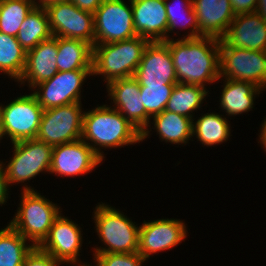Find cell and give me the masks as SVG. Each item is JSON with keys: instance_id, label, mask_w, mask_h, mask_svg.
<instances>
[{"instance_id": "cell-1", "label": "cell", "mask_w": 266, "mask_h": 266, "mask_svg": "<svg viewBox=\"0 0 266 266\" xmlns=\"http://www.w3.org/2000/svg\"><path fill=\"white\" fill-rule=\"evenodd\" d=\"M164 42L169 46L178 83L207 88V84L219 82L220 39L174 38Z\"/></svg>"}, {"instance_id": "cell-2", "label": "cell", "mask_w": 266, "mask_h": 266, "mask_svg": "<svg viewBox=\"0 0 266 266\" xmlns=\"http://www.w3.org/2000/svg\"><path fill=\"white\" fill-rule=\"evenodd\" d=\"M81 139L105 161L103 149L116 150L140 143L141 132L119 111L105 103L84 112Z\"/></svg>"}, {"instance_id": "cell-3", "label": "cell", "mask_w": 266, "mask_h": 266, "mask_svg": "<svg viewBox=\"0 0 266 266\" xmlns=\"http://www.w3.org/2000/svg\"><path fill=\"white\" fill-rule=\"evenodd\" d=\"M93 210L94 231L102 245L92 247L93 254L138 252L140 225L105 202H98Z\"/></svg>"}, {"instance_id": "cell-4", "label": "cell", "mask_w": 266, "mask_h": 266, "mask_svg": "<svg viewBox=\"0 0 266 266\" xmlns=\"http://www.w3.org/2000/svg\"><path fill=\"white\" fill-rule=\"evenodd\" d=\"M149 42L144 37L135 36L123 41L95 44L92 77L101 75L106 85L118 79L134 77Z\"/></svg>"}, {"instance_id": "cell-5", "label": "cell", "mask_w": 266, "mask_h": 266, "mask_svg": "<svg viewBox=\"0 0 266 266\" xmlns=\"http://www.w3.org/2000/svg\"><path fill=\"white\" fill-rule=\"evenodd\" d=\"M19 197V207L8 224L38 247L47 237L62 208L38 190L21 191Z\"/></svg>"}, {"instance_id": "cell-6", "label": "cell", "mask_w": 266, "mask_h": 266, "mask_svg": "<svg viewBox=\"0 0 266 266\" xmlns=\"http://www.w3.org/2000/svg\"><path fill=\"white\" fill-rule=\"evenodd\" d=\"M10 147L13 155L3 162L9 187L21 183V191H36L26 182L40 173L49 174L53 147L37 138L15 142Z\"/></svg>"}, {"instance_id": "cell-7", "label": "cell", "mask_w": 266, "mask_h": 266, "mask_svg": "<svg viewBox=\"0 0 266 266\" xmlns=\"http://www.w3.org/2000/svg\"><path fill=\"white\" fill-rule=\"evenodd\" d=\"M0 103V121L4 137L10 143L37 137L43 108L32 93L15 97L9 103Z\"/></svg>"}, {"instance_id": "cell-8", "label": "cell", "mask_w": 266, "mask_h": 266, "mask_svg": "<svg viewBox=\"0 0 266 266\" xmlns=\"http://www.w3.org/2000/svg\"><path fill=\"white\" fill-rule=\"evenodd\" d=\"M220 78L254 83L266 89V51L236 48L220 39Z\"/></svg>"}, {"instance_id": "cell-9", "label": "cell", "mask_w": 266, "mask_h": 266, "mask_svg": "<svg viewBox=\"0 0 266 266\" xmlns=\"http://www.w3.org/2000/svg\"><path fill=\"white\" fill-rule=\"evenodd\" d=\"M84 112L82 103L43 110L36 138L52 147L81 139Z\"/></svg>"}, {"instance_id": "cell-10", "label": "cell", "mask_w": 266, "mask_h": 266, "mask_svg": "<svg viewBox=\"0 0 266 266\" xmlns=\"http://www.w3.org/2000/svg\"><path fill=\"white\" fill-rule=\"evenodd\" d=\"M43 7L53 36L81 39L95 45L94 14L79 9L67 0H54Z\"/></svg>"}, {"instance_id": "cell-11", "label": "cell", "mask_w": 266, "mask_h": 266, "mask_svg": "<svg viewBox=\"0 0 266 266\" xmlns=\"http://www.w3.org/2000/svg\"><path fill=\"white\" fill-rule=\"evenodd\" d=\"M128 2L103 0L94 13L95 44L113 43L137 36L134 30L131 0Z\"/></svg>"}, {"instance_id": "cell-12", "label": "cell", "mask_w": 266, "mask_h": 266, "mask_svg": "<svg viewBox=\"0 0 266 266\" xmlns=\"http://www.w3.org/2000/svg\"><path fill=\"white\" fill-rule=\"evenodd\" d=\"M92 70L58 71L52 78L35 85L31 91L43 110L82 103L81 91Z\"/></svg>"}, {"instance_id": "cell-13", "label": "cell", "mask_w": 266, "mask_h": 266, "mask_svg": "<svg viewBox=\"0 0 266 266\" xmlns=\"http://www.w3.org/2000/svg\"><path fill=\"white\" fill-rule=\"evenodd\" d=\"M82 232L83 229L79 224L61 212L54 220L47 237L38 247L55 260L66 263L65 265L86 266L88 265L86 262L80 261L84 242Z\"/></svg>"}, {"instance_id": "cell-14", "label": "cell", "mask_w": 266, "mask_h": 266, "mask_svg": "<svg viewBox=\"0 0 266 266\" xmlns=\"http://www.w3.org/2000/svg\"><path fill=\"white\" fill-rule=\"evenodd\" d=\"M186 225L177 218L144 220L140 225L138 253L148 261L152 254L177 247L189 236Z\"/></svg>"}, {"instance_id": "cell-15", "label": "cell", "mask_w": 266, "mask_h": 266, "mask_svg": "<svg viewBox=\"0 0 266 266\" xmlns=\"http://www.w3.org/2000/svg\"><path fill=\"white\" fill-rule=\"evenodd\" d=\"M103 160L82 139L53 147L49 174L57 177L83 176L91 173Z\"/></svg>"}, {"instance_id": "cell-16", "label": "cell", "mask_w": 266, "mask_h": 266, "mask_svg": "<svg viewBox=\"0 0 266 266\" xmlns=\"http://www.w3.org/2000/svg\"><path fill=\"white\" fill-rule=\"evenodd\" d=\"M134 78L140 87L178 83L172 55L169 46L164 41L148 43Z\"/></svg>"}, {"instance_id": "cell-17", "label": "cell", "mask_w": 266, "mask_h": 266, "mask_svg": "<svg viewBox=\"0 0 266 266\" xmlns=\"http://www.w3.org/2000/svg\"><path fill=\"white\" fill-rule=\"evenodd\" d=\"M106 86L111 107L119 111L141 133L149 124L145 106L140 96V84L134 77L118 79Z\"/></svg>"}, {"instance_id": "cell-18", "label": "cell", "mask_w": 266, "mask_h": 266, "mask_svg": "<svg viewBox=\"0 0 266 266\" xmlns=\"http://www.w3.org/2000/svg\"><path fill=\"white\" fill-rule=\"evenodd\" d=\"M57 54V36L40 42L35 48L26 52L25 68L17 84L19 86L26 84L31 90L35 85L52 78L58 72Z\"/></svg>"}, {"instance_id": "cell-19", "label": "cell", "mask_w": 266, "mask_h": 266, "mask_svg": "<svg viewBox=\"0 0 266 266\" xmlns=\"http://www.w3.org/2000/svg\"><path fill=\"white\" fill-rule=\"evenodd\" d=\"M134 30L150 42L167 40L165 0H131Z\"/></svg>"}, {"instance_id": "cell-20", "label": "cell", "mask_w": 266, "mask_h": 266, "mask_svg": "<svg viewBox=\"0 0 266 266\" xmlns=\"http://www.w3.org/2000/svg\"><path fill=\"white\" fill-rule=\"evenodd\" d=\"M192 5L197 16L198 38L222 39L236 16L230 0H192Z\"/></svg>"}, {"instance_id": "cell-21", "label": "cell", "mask_w": 266, "mask_h": 266, "mask_svg": "<svg viewBox=\"0 0 266 266\" xmlns=\"http://www.w3.org/2000/svg\"><path fill=\"white\" fill-rule=\"evenodd\" d=\"M222 39L232 47L266 51V22L257 12L237 14Z\"/></svg>"}, {"instance_id": "cell-22", "label": "cell", "mask_w": 266, "mask_h": 266, "mask_svg": "<svg viewBox=\"0 0 266 266\" xmlns=\"http://www.w3.org/2000/svg\"><path fill=\"white\" fill-rule=\"evenodd\" d=\"M150 120L152 121L141 133V142L149 138L150 132L154 131L157 132L160 141L166 144H178V146L182 144L184 146L189 144V140L194 141L192 138L193 119L189 117L164 110L160 114L152 116Z\"/></svg>"}, {"instance_id": "cell-23", "label": "cell", "mask_w": 266, "mask_h": 266, "mask_svg": "<svg viewBox=\"0 0 266 266\" xmlns=\"http://www.w3.org/2000/svg\"><path fill=\"white\" fill-rule=\"evenodd\" d=\"M223 85L219 96V109L230 119L236 115L249 113L254 109L256 97L265 90L248 81L219 78Z\"/></svg>"}, {"instance_id": "cell-24", "label": "cell", "mask_w": 266, "mask_h": 266, "mask_svg": "<svg viewBox=\"0 0 266 266\" xmlns=\"http://www.w3.org/2000/svg\"><path fill=\"white\" fill-rule=\"evenodd\" d=\"M57 70H92L93 46L81 39L57 37Z\"/></svg>"}, {"instance_id": "cell-25", "label": "cell", "mask_w": 266, "mask_h": 266, "mask_svg": "<svg viewBox=\"0 0 266 266\" xmlns=\"http://www.w3.org/2000/svg\"><path fill=\"white\" fill-rule=\"evenodd\" d=\"M209 111L196 117L197 120H193L192 138L197 139V142L200 141L203 147H214L216 144L221 145L230 141L232 130L229 118L227 119L221 112Z\"/></svg>"}, {"instance_id": "cell-26", "label": "cell", "mask_w": 266, "mask_h": 266, "mask_svg": "<svg viewBox=\"0 0 266 266\" xmlns=\"http://www.w3.org/2000/svg\"><path fill=\"white\" fill-rule=\"evenodd\" d=\"M165 8L168 23L167 40L174 39L178 34L181 35L178 30L183 31L185 29L187 33L185 32L179 38H198V22L192 0H165ZM176 29H178V33L175 32Z\"/></svg>"}, {"instance_id": "cell-27", "label": "cell", "mask_w": 266, "mask_h": 266, "mask_svg": "<svg viewBox=\"0 0 266 266\" xmlns=\"http://www.w3.org/2000/svg\"><path fill=\"white\" fill-rule=\"evenodd\" d=\"M210 91L206 87L200 85H191L184 83H176L171 96L167 102L165 110L189 117L193 120L195 111L202 109L204 100L210 96ZM194 112V113H193Z\"/></svg>"}, {"instance_id": "cell-28", "label": "cell", "mask_w": 266, "mask_h": 266, "mask_svg": "<svg viewBox=\"0 0 266 266\" xmlns=\"http://www.w3.org/2000/svg\"><path fill=\"white\" fill-rule=\"evenodd\" d=\"M52 36L45 8L43 5H36L21 24L16 38L22 48L28 52Z\"/></svg>"}, {"instance_id": "cell-29", "label": "cell", "mask_w": 266, "mask_h": 266, "mask_svg": "<svg viewBox=\"0 0 266 266\" xmlns=\"http://www.w3.org/2000/svg\"><path fill=\"white\" fill-rule=\"evenodd\" d=\"M34 246L9 224L0 229V266H22Z\"/></svg>"}, {"instance_id": "cell-30", "label": "cell", "mask_w": 266, "mask_h": 266, "mask_svg": "<svg viewBox=\"0 0 266 266\" xmlns=\"http://www.w3.org/2000/svg\"><path fill=\"white\" fill-rule=\"evenodd\" d=\"M26 64V51L16 37L0 32V73L17 82Z\"/></svg>"}, {"instance_id": "cell-31", "label": "cell", "mask_w": 266, "mask_h": 266, "mask_svg": "<svg viewBox=\"0 0 266 266\" xmlns=\"http://www.w3.org/2000/svg\"><path fill=\"white\" fill-rule=\"evenodd\" d=\"M36 5L33 0H0V32L16 37L21 24Z\"/></svg>"}, {"instance_id": "cell-32", "label": "cell", "mask_w": 266, "mask_h": 266, "mask_svg": "<svg viewBox=\"0 0 266 266\" xmlns=\"http://www.w3.org/2000/svg\"><path fill=\"white\" fill-rule=\"evenodd\" d=\"M175 85H148L140 87V96L147 115L151 118L165 110Z\"/></svg>"}, {"instance_id": "cell-33", "label": "cell", "mask_w": 266, "mask_h": 266, "mask_svg": "<svg viewBox=\"0 0 266 266\" xmlns=\"http://www.w3.org/2000/svg\"><path fill=\"white\" fill-rule=\"evenodd\" d=\"M93 257L92 266H142L147 262L138 252L93 254Z\"/></svg>"}, {"instance_id": "cell-34", "label": "cell", "mask_w": 266, "mask_h": 266, "mask_svg": "<svg viewBox=\"0 0 266 266\" xmlns=\"http://www.w3.org/2000/svg\"><path fill=\"white\" fill-rule=\"evenodd\" d=\"M63 266V263L55 260L50 254L34 246L26 255L22 266Z\"/></svg>"}, {"instance_id": "cell-35", "label": "cell", "mask_w": 266, "mask_h": 266, "mask_svg": "<svg viewBox=\"0 0 266 266\" xmlns=\"http://www.w3.org/2000/svg\"><path fill=\"white\" fill-rule=\"evenodd\" d=\"M234 13H253L256 12L258 0H230Z\"/></svg>"}, {"instance_id": "cell-36", "label": "cell", "mask_w": 266, "mask_h": 266, "mask_svg": "<svg viewBox=\"0 0 266 266\" xmlns=\"http://www.w3.org/2000/svg\"><path fill=\"white\" fill-rule=\"evenodd\" d=\"M10 187L7 183L6 171L3 165V160L0 159V206L6 205L10 191Z\"/></svg>"}, {"instance_id": "cell-37", "label": "cell", "mask_w": 266, "mask_h": 266, "mask_svg": "<svg viewBox=\"0 0 266 266\" xmlns=\"http://www.w3.org/2000/svg\"><path fill=\"white\" fill-rule=\"evenodd\" d=\"M75 4L79 9L92 14L99 8L103 0H67Z\"/></svg>"}, {"instance_id": "cell-38", "label": "cell", "mask_w": 266, "mask_h": 266, "mask_svg": "<svg viewBox=\"0 0 266 266\" xmlns=\"http://www.w3.org/2000/svg\"><path fill=\"white\" fill-rule=\"evenodd\" d=\"M258 143H260L261 148L264 149V152H266V117L262 120L260 125V132L258 135Z\"/></svg>"}, {"instance_id": "cell-39", "label": "cell", "mask_w": 266, "mask_h": 266, "mask_svg": "<svg viewBox=\"0 0 266 266\" xmlns=\"http://www.w3.org/2000/svg\"><path fill=\"white\" fill-rule=\"evenodd\" d=\"M256 12L259 13L266 22V0H258Z\"/></svg>"}, {"instance_id": "cell-40", "label": "cell", "mask_w": 266, "mask_h": 266, "mask_svg": "<svg viewBox=\"0 0 266 266\" xmlns=\"http://www.w3.org/2000/svg\"><path fill=\"white\" fill-rule=\"evenodd\" d=\"M37 5H44L48 2L54 1V0H33Z\"/></svg>"}, {"instance_id": "cell-41", "label": "cell", "mask_w": 266, "mask_h": 266, "mask_svg": "<svg viewBox=\"0 0 266 266\" xmlns=\"http://www.w3.org/2000/svg\"><path fill=\"white\" fill-rule=\"evenodd\" d=\"M6 137H4V134H3V130H2V126H1V121H0V142L5 139Z\"/></svg>"}]
</instances>
